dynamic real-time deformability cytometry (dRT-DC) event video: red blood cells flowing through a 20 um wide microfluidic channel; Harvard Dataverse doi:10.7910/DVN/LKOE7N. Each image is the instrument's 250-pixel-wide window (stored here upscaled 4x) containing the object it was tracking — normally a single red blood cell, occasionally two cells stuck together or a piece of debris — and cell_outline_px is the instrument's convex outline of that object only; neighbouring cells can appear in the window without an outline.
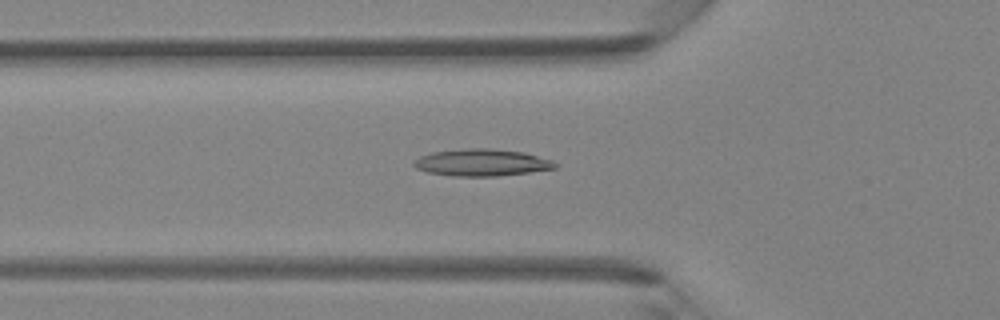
{"species": "Egyptian fruit bat (a non-hibernating species)", "species_latin": "Rousettus aegyptiacus", "temperature_condition": "room temperature", "stored_images_in_passage": 39, "camera_frame_rate_fps": 3000, "um_per_image_px": 0.085, "animal": {"sex": "female"}, "frame": {"image": 1, "passage_image": 9, "time_ms": 2.667, "image_size_px": [1000, 320], "cell_outline_px": [[560, 164], [556, 168], [528, 172], [496, 176], [452, 176], [428, 172], [416, 168], [412, 164], [420, 156], [432, 152], [464, 148], [488, 148], [524, 152], [552, 160]], "centroid_in_image_um": [40.96, 13.81], "position_along_channel_um": 84.8, "area_um2": 22.2}}
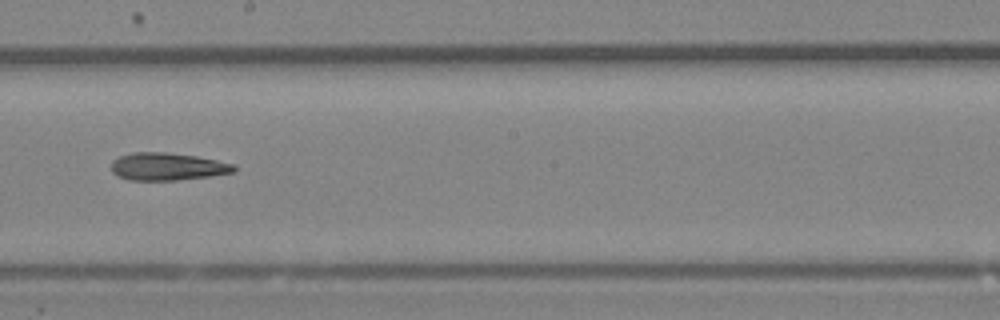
{"frame": {"image": 2, "passage_image": 19, "time_ms": 6.0, "image_size_px": [1000, 320], "cell_outline_px": [[236, 172], [208, 176], [176, 180], [128, 180], [116, 176], [112, 172], [112, 160], [120, 156], [132, 152], [164, 152], [196, 156], [236, 164]], "centroid_in_image_um": [14.22, 14.16], "position_along_channel_um": 234.0, "area_um2": 19.77}}
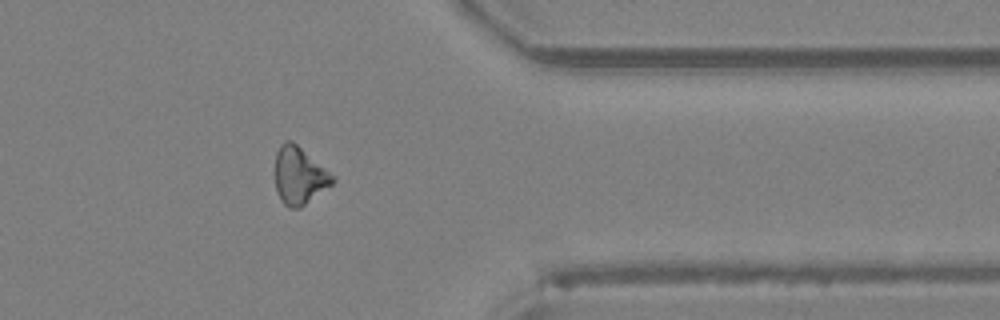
{"frame": {"image": 3, "passage_image": 30, "time_ms": 9.667, "image_size_px": [1000, 320], "cell_outline_px": [[336, 180], [332, 184], [300, 208], [288, 208], [280, 200], [276, 188], [276, 152], [280, 144], [284, 140], [292, 140], [336, 176]], "centroid_in_image_um": [25.45, 14.92], "position_along_channel_um": 385.9, "area_um2": 19.31}}